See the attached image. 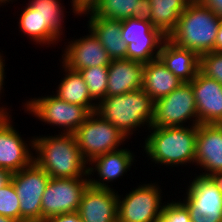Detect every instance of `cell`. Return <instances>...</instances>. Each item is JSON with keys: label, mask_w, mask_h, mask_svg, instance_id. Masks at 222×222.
Here are the masks:
<instances>
[{"label": "cell", "mask_w": 222, "mask_h": 222, "mask_svg": "<svg viewBox=\"0 0 222 222\" xmlns=\"http://www.w3.org/2000/svg\"><path fill=\"white\" fill-rule=\"evenodd\" d=\"M11 173L0 167V189L11 180Z\"/></svg>", "instance_id": "37"}, {"label": "cell", "mask_w": 222, "mask_h": 222, "mask_svg": "<svg viewBox=\"0 0 222 222\" xmlns=\"http://www.w3.org/2000/svg\"><path fill=\"white\" fill-rule=\"evenodd\" d=\"M116 189L96 188L89 185L78 208L83 222H118V192Z\"/></svg>", "instance_id": "18"}, {"label": "cell", "mask_w": 222, "mask_h": 222, "mask_svg": "<svg viewBox=\"0 0 222 222\" xmlns=\"http://www.w3.org/2000/svg\"><path fill=\"white\" fill-rule=\"evenodd\" d=\"M186 122L188 126L190 123L199 125L191 82H183L169 95L154 102L152 127L187 126Z\"/></svg>", "instance_id": "7"}, {"label": "cell", "mask_w": 222, "mask_h": 222, "mask_svg": "<svg viewBox=\"0 0 222 222\" xmlns=\"http://www.w3.org/2000/svg\"><path fill=\"white\" fill-rule=\"evenodd\" d=\"M49 179V174L34 162L11 175L20 199V222H42L41 200Z\"/></svg>", "instance_id": "9"}, {"label": "cell", "mask_w": 222, "mask_h": 222, "mask_svg": "<svg viewBox=\"0 0 222 222\" xmlns=\"http://www.w3.org/2000/svg\"><path fill=\"white\" fill-rule=\"evenodd\" d=\"M7 3V0H0V6L4 5Z\"/></svg>", "instance_id": "40"}, {"label": "cell", "mask_w": 222, "mask_h": 222, "mask_svg": "<svg viewBox=\"0 0 222 222\" xmlns=\"http://www.w3.org/2000/svg\"><path fill=\"white\" fill-rule=\"evenodd\" d=\"M122 39L127 43V59L147 63L158 58L167 38L150 21L128 18L121 21Z\"/></svg>", "instance_id": "10"}, {"label": "cell", "mask_w": 222, "mask_h": 222, "mask_svg": "<svg viewBox=\"0 0 222 222\" xmlns=\"http://www.w3.org/2000/svg\"><path fill=\"white\" fill-rule=\"evenodd\" d=\"M3 53L0 52V94L2 95V93H4V78H6L5 76V59L3 60ZM3 91V92H2ZM0 95V96H1ZM1 99V97H0ZM11 113L10 111L8 112V109L7 107L3 108V107H0V120H5V119H8V118H11L12 116L9 114Z\"/></svg>", "instance_id": "33"}, {"label": "cell", "mask_w": 222, "mask_h": 222, "mask_svg": "<svg viewBox=\"0 0 222 222\" xmlns=\"http://www.w3.org/2000/svg\"><path fill=\"white\" fill-rule=\"evenodd\" d=\"M10 1L13 3L14 0H7L6 4H9ZM28 2V5L32 9L37 10V13L42 17L43 23H46L61 39V35H64V29H62L64 24L62 22L65 20V7L62 6L60 0H29Z\"/></svg>", "instance_id": "27"}, {"label": "cell", "mask_w": 222, "mask_h": 222, "mask_svg": "<svg viewBox=\"0 0 222 222\" xmlns=\"http://www.w3.org/2000/svg\"><path fill=\"white\" fill-rule=\"evenodd\" d=\"M220 23L221 18L210 8L204 7L198 0H191L167 38L175 45L201 56L215 51Z\"/></svg>", "instance_id": "3"}, {"label": "cell", "mask_w": 222, "mask_h": 222, "mask_svg": "<svg viewBox=\"0 0 222 222\" xmlns=\"http://www.w3.org/2000/svg\"><path fill=\"white\" fill-rule=\"evenodd\" d=\"M20 199L11 180L0 189V215L20 221Z\"/></svg>", "instance_id": "29"}, {"label": "cell", "mask_w": 222, "mask_h": 222, "mask_svg": "<svg viewBox=\"0 0 222 222\" xmlns=\"http://www.w3.org/2000/svg\"><path fill=\"white\" fill-rule=\"evenodd\" d=\"M96 113L129 140L138 127L147 125L149 129L152 126L154 101L141 88L125 94L106 96L97 103Z\"/></svg>", "instance_id": "4"}, {"label": "cell", "mask_w": 222, "mask_h": 222, "mask_svg": "<svg viewBox=\"0 0 222 222\" xmlns=\"http://www.w3.org/2000/svg\"><path fill=\"white\" fill-rule=\"evenodd\" d=\"M89 94L98 103L107 96L108 67H87L79 71Z\"/></svg>", "instance_id": "28"}, {"label": "cell", "mask_w": 222, "mask_h": 222, "mask_svg": "<svg viewBox=\"0 0 222 222\" xmlns=\"http://www.w3.org/2000/svg\"><path fill=\"white\" fill-rule=\"evenodd\" d=\"M183 82L171 73L159 58L145 63L142 89L154 102L169 95Z\"/></svg>", "instance_id": "22"}, {"label": "cell", "mask_w": 222, "mask_h": 222, "mask_svg": "<svg viewBox=\"0 0 222 222\" xmlns=\"http://www.w3.org/2000/svg\"><path fill=\"white\" fill-rule=\"evenodd\" d=\"M194 177L181 201L189 210L191 222H222V193L208 177Z\"/></svg>", "instance_id": "12"}, {"label": "cell", "mask_w": 222, "mask_h": 222, "mask_svg": "<svg viewBox=\"0 0 222 222\" xmlns=\"http://www.w3.org/2000/svg\"><path fill=\"white\" fill-rule=\"evenodd\" d=\"M199 71L222 85V51H211L199 56Z\"/></svg>", "instance_id": "30"}, {"label": "cell", "mask_w": 222, "mask_h": 222, "mask_svg": "<svg viewBox=\"0 0 222 222\" xmlns=\"http://www.w3.org/2000/svg\"><path fill=\"white\" fill-rule=\"evenodd\" d=\"M33 162L50 178H88V162L72 133L34 137Z\"/></svg>", "instance_id": "1"}, {"label": "cell", "mask_w": 222, "mask_h": 222, "mask_svg": "<svg viewBox=\"0 0 222 222\" xmlns=\"http://www.w3.org/2000/svg\"><path fill=\"white\" fill-rule=\"evenodd\" d=\"M72 12L76 16L91 12L99 4L100 0H71Z\"/></svg>", "instance_id": "32"}, {"label": "cell", "mask_w": 222, "mask_h": 222, "mask_svg": "<svg viewBox=\"0 0 222 222\" xmlns=\"http://www.w3.org/2000/svg\"><path fill=\"white\" fill-rule=\"evenodd\" d=\"M134 156L136 157L129 148H120L95 157L88 164L89 185L96 188L112 189L108 185L109 182L122 178L127 171H130L133 162L136 161ZM95 173L98 176L96 180L95 177L92 178Z\"/></svg>", "instance_id": "15"}, {"label": "cell", "mask_w": 222, "mask_h": 222, "mask_svg": "<svg viewBox=\"0 0 222 222\" xmlns=\"http://www.w3.org/2000/svg\"><path fill=\"white\" fill-rule=\"evenodd\" d=\"M12 123V117L0 120V167L11 174L30 166L34 156V137L27 144Z\"/></svg>", "instance_id": "13"}, {"label": "cell", "mask_w": 222, "mask_h": 222, "mask_svg": "<svg viewBox=\"0 0 222 222\" xmlns=\"http://www.w3.org/2000/svg\"><path fill=\"white\" fill-rule=\"evenodd\" d=\"M207 177L213 182V184L217 187V189L222 193V171L209 174Z\"/></svg>", "instance_id": "36"}, {"label": "cell", "mask_w": 222, "mask_h": 222, "mask_svg": "<svg viewBox=\"0 0 222 222\" xmlns=\"http://www.w3.org/2000/svg\"><path fill=\"white\" fill-rule=\"evenodd\" d=\"M191 86L199 124H219L222 121V85L198 71Z\"/></svg>", "instance_id": "17"}, {"label": "cell", "mask_w": 222, "mask_h": 222, "mask_svg": "<svg viewBox=\"0 0 222 222\" xmlns=\"http://www.w3.org/2000/svg\"><path fill=\"white\" fill-rule=\"evenodd\" d=\"M158 222H191L187 207L180 200L166 202Z\"/></svg>", "instance_id": "31"}, {"label": "cell", "mask_w": 222, "mask_h": 222, "mask_svg": "<svg viewBox=\"0 0 222 222\" xmlns=\"http://www.w3.org/2000/svg\"><path fill=\"white\" fill-rule=\"evenodd\" d=\"M20 12L18 27L24 36L30 38L31 41L46 47L57 44L60 39L47 25L43 23L42 17L37 13V10L32 9L28 4L24 6ZM57 42V43H56ZM43 44V45H42Z\"/></svg>", "instance_id": "25"}, {"label": "cell", "mask_w": 222, "mask_h": 222, "mask_svg": "<svg viewBox=\"0 0 222 222\" xmlns=\"http://www.w3.org/2000/svg\"><path fill=\"white\" fill-rule=\"evenodd\" d=\"M158 58L182 82H191L199 71V56L193 50L175 45L168 38L162 43Z\"/></svg>", "instance_id": "20"}, {"label": "cell", "mask_w": 222, "mask_h": 222, "mask_svg": "<svg viewBox=\"0 0 222 222\" xmlns=\"http://www.w3.org/2000/svg\"><path fill=\"white\" fill-rule=\"evenodd\" d=\"M144 65L145 63L130 59L111 60L108 66L107 96L141 89Z\"/></svg>", "instance_id": "19"}, {"label": "cell", "mask_w": 222, "mask_h": 222, "mask_svg": "<svg viewBox=\"0 0 222 222\" xmlns=\"http://www.w3.org/2000/svg\"><path fill=\"white\" fill-rule=\"evenodd\" d=\"M161 193L155 181L139 184L125 196L118 194V222H158L164 206Z\"/></svg>", "instance_id": "8"}, {"label": "cell", "mask_w": 222, "mask_h": 222, "mask_svg": "<svg viewBox=\"0 0 222 222\" xmlns=\"http://www.w3.org/2000/svg\"><path fill=\"white\" fill-rule=\"evenodd\" d=\"M89 17L90 29L112 60L127 59V43L122 39L121 20L107 19L96 16L92 11L85 13ZM89 15V16H88Z\"/></svg>", "instance_id": "21"}, {"label": "cell", "mask_w": 222, "mask_h": 222, "mask_svg": "<svg viewBox=\"0 0 222 222\" xmlns=\"http://www.w3.org/2000/svg\"><path fill=\"white\" fill-rule=\"evenodd\" d=\"M26 113H30L41 122L58 128L61 133H74L86 120L90 112L82 105L71 104L56 95L31 98L23 104Z\"/></svg>", "instance_id": "6"}, {"label": "cell", "mask_w": 222, "mask_h": 222, "mask_svg": "<svg viewBox=\"0 0 222 222\" xmlns=\"http://www.w3.org/2000/svg\"><path fill=\"white\" fill-rule=\"evenodd\" d=\"M89 178H50L41 200L42 222L78 211Z\"/></svg>", "instance_id": "11"}, {"label": "cell", "mask_w": 222, "mask_h": 222, "mask_svg": "<svg viewBox=\"0 0 222 222\" xmlns=\"http://www.w3.org/2000/svg\"><path fill=\"white\" fill-rule=\"evenodd\" d=\"M204 7L210 8L222 19V0H198Z\"/></svg>", "instance_id": "35"}, {"label": "cell", "mask_w": 222, "mask_h": 222, "mask_svg": "<svg viewBox=\"0 0 222 222\" xmlns=\"http://www.w3.org/2000/svg\"><path fill=\"white\" fill-rule=\"evenodd\" d=\"M73 134L81 154L88 163L99 155L120 149L119 146L128 139L96 112L90 113Z\"/></svg>", "instance_id": "5"}, {"label": "cell", "mask_w": 222, "mask_h": 222, "mask_svg": "<svg viewBox=\"0 0 222 222\" xmlns=\"http://www.w3.org/2000/svg\"><path fill=\"white\" fill-rule=\"evenodd\" d=\"M45 222H83V221L81 220L78 212L76 211L72 213H64L61 215L52 216Z\"/></svg>", "instance_id": "34"}, {"label": "cell", "mask_w": 222, "mask_h": 222, "mask_svg": "<svg viewBox=\"0 0 222 222\" xmlns=\"http://www.w3.org/2000/svg\"><path fill=\"white\" fill-rule=\"evenodd\" d=\"M0 222H20V221L0 215Z\"/></svg>", "instance_id": "39"}, {"label": "cell", "mask_w": 222, "mask_h": 222, "mask_svg": "<svg viewBox=\"0 0 222 222\" xmlns=\"http://www.w3.org/2000/svg\"><path fill=\"white\" fill-rule=\"evenodd\" d=\"M89 34L72 39L62 50V58L60 63H63L70 70L80 71L87 67H108L111 63V58L102 46V43L97 39L94 33L88 29Z\"/></svg>", "instance_id": "14"}, {"label": "cell", "mask_w": 222, "mask_h": 222, "mask_svg": "<svg viewBox=\"0 0 222 222\" xmlns=\"http://www.w3.org/2000/svg\"><path fill=\"white\" fill-rule=\"evenodd\" d=\"M191 0H150L151 23L166 37L176 28L181 13Z\"/></svg>", "instance_id": "26"}, {"label": "cell", "mask_w": 222, "mask_h": 222, "mask_svg": "<svg viewBox=\"0 0 222 222\" xmlns=\"http://www.w3.org/2000/svg\"><path fill=\"white\" fill-rule=\"evenodd\" d=\"M64 78L56 88V95L59 99L71 104L82 105L90 113L96 112L97 102L91 97L83 76L78 71L70 70L63 63Z\"/></svg>", "instance_id": "24"}, {"label": "cell", "mask_w": 222, "mask_h": 222, "mask_svg": "<svg viewBox=\"0 0 222 222\" xmlns=\"http://www.w3.org/2000/svg\"><path fill=\"white\" fill-rule=\"evenodd\" d=\"M215 51H222V19L218 29V33L216 35Z\"/></svg>", "instance_id": "38"}, {"label": "cell", "mask_w": 222, "mask_h": 222, "mask_svg": "<svg viewBox=\"0 0 222 222\" xmlns=\"http://www.w3.org/2000/svg\"><path fill=\"white\" fill-rule=\"evenodd\" d=\"M92 12L99 17L121 21L138 18L151 22L152 17L150 0H100Z\"/></svg>", "instance_id": "23"}, {"label": "cell", "mask_w": 222, "mask_h": 222, "mask_svg": "<svg viewBox=\"0 0 222 222\" xmlns=\"http://www.w3.org/2000/svg\"><path fill=\"white\" fill-rule=\"evenodd\" d=\"M142 148L146 157L160 165L171 168L195 164L198 126L150 127Z\"/></svg>", "instance_id": "2"}, {"label": "cell", "mask_w": 222, "mask_h": 222, "mask_svg": "<svg viewBox=\"0 0 222 222\" xmlns=\"http://www.w3.org/2000/svg\"><path fill=\"white\" fill-rule=\"evenodd\" d=\"M195 166L207 177L222 171V125L199 124L196 137ZM202 168V169H201Z\"/></svg>", "instance_id": "16"}]
</instances>
